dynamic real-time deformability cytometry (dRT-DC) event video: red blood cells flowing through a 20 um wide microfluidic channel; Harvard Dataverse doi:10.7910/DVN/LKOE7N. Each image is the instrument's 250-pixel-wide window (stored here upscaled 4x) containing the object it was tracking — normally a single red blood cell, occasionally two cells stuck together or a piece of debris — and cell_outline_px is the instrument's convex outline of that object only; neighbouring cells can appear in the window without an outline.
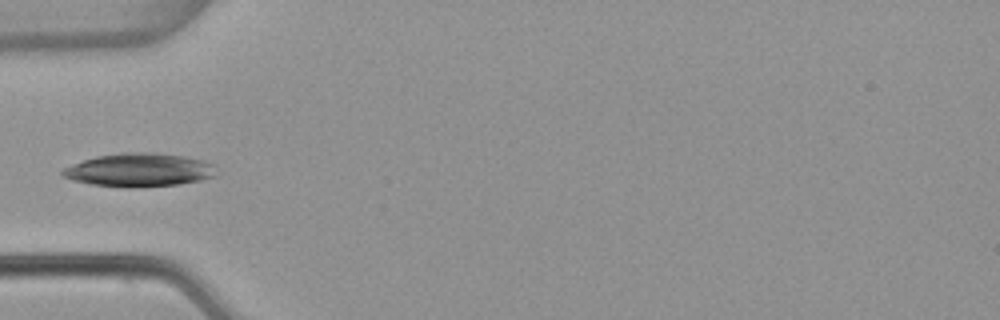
{"species": "common noctule bat (a hibernating species)", "species_latin": "Nyctalus noctula", "temperature_condition": "warm", "stored_images_in_passage": 4, "camera_frame_rate_fps": 3000, "um_per_image_px": 0.085, "animal": {"sex": "female", "body_mass_g": 22.7, "forearm_length_mm": 54.2}, "frame": {"image": 1, "passage_image": 4, "time_ms": 1.0, "image_size_px": [1000, 320], "cell_outline_px": [[216, 176], [200, 180], [180, 184], [132, 188], [128, 188], [92, 184], [72, 180], [64, 176], [60, 172], [64, 168], [72, 164], [96, 156], [120, 152], [148, 152], [184, 156], [204, 160], [212, 164]], "centroid_in_image_um": [11.82, 14.45], "position_along_channel_um": 73.2, "area_um2": 29.94}}